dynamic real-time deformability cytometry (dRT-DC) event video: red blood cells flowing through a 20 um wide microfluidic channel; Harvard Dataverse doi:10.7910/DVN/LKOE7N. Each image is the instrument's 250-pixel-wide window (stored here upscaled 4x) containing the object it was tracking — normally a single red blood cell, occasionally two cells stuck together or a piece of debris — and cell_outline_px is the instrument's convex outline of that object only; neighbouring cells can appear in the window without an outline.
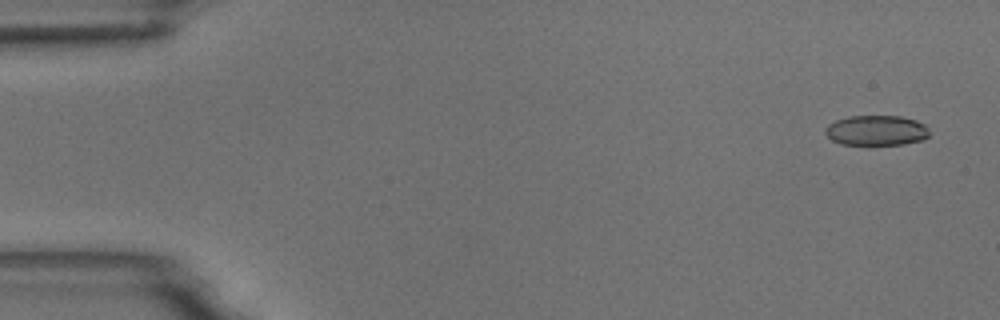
{"species": "common noctule bat (a hibernating species)", "species_latin": "Nyctalus noctula", "temperature_condition": "room temperature", "stored_images_in_passage": 4, "camera_frame_rate_fps": 3000, "um_per_image_px": 0.085, "animal": {"sex": "male", "body_mass_g": 18.8}, "frame": {"image": 1, "passage_image": 1, "time_ms": 0.0, "image_size_px": [1000, 320], "cell_outline_px": [[928, 136], [924, 140], [904, 144], [840, 144], [832, 140], [824, 132], [824, 128], [828, 124], [836, 120], [848, 116], [900, 116], [916, 120], [924, 124], [928, 128]], "centroid_in_image_um": [74.48, 11.08], "position_along_channel_um": 10.5, "area_um2": 18.32}}
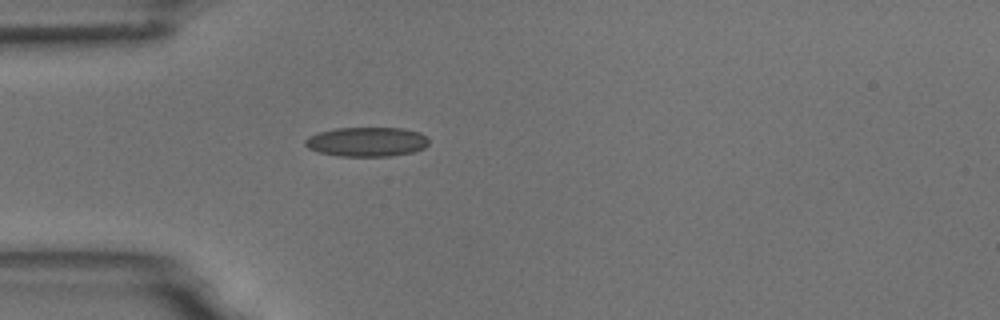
{"frame": {"image": 2, "passage_image": 4, "time_ms": 4.333, "image_size_px": [1000, 320], "cell_outline_px": [[428, 144], [424, 148], [412, 152], [392, 156], [340, 156], [320, 152], [308, 148], [304, 144], [304, 140], [308, 136], [320, 132], [336, 128], [404, 128], [420, 132], [428, 136]], "centroid_in_image_um": [31.2, 12.05], "position_along_channel_um": 53.8, "area_um2": 21.27}}